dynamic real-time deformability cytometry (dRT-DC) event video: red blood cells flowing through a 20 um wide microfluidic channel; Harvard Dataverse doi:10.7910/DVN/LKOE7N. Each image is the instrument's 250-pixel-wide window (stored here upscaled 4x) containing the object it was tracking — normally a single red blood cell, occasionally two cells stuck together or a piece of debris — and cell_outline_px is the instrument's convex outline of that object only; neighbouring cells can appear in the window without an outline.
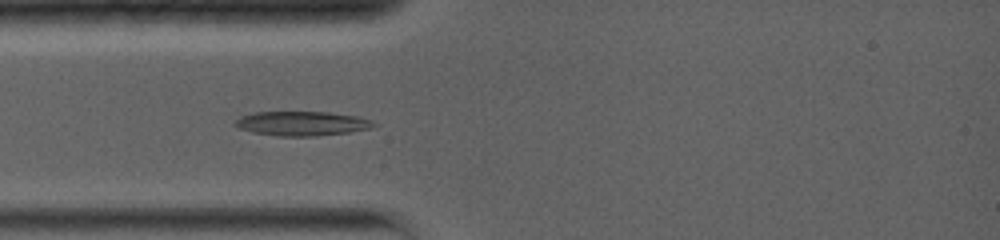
{"species": "common noctule bat (a hibernating species)", "species_latin": "Nyctalus noctula", "temperature_condition": "warm", "stored_images_in_passage": 5, "camera_frame_rate_fps": 5000, "um_per_image_px": 0.085, "animal": {"sex": "female", "body_mass_g": 19.0, "forearm_length_mm": 56.7}, "frame": {"image": 1, "passage_image": 4, "time_ms": 2.8, "image_size_px": [1000, 240], "cell_outline_px": [[376, 124], [372, 128], [348, 132], [316, 136], [280, 136], [252, 132], [240, 128], [236, 124], [236, 120], [240, 116], [256, 112], [328, 112], [356, 116], [372, 120]], "centroid_in_image_um": [25.69, 10.49], "position_along_channel_um": 59.3, "area_um2": 19.48}}
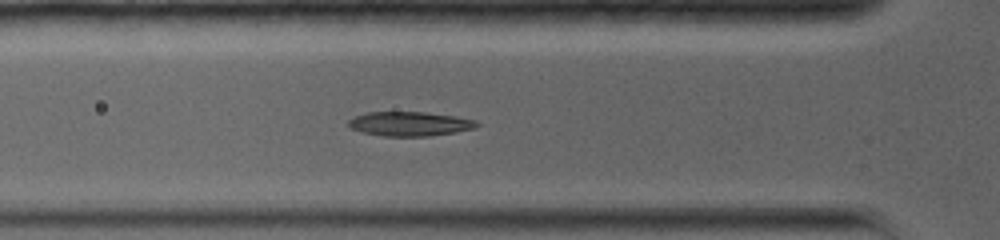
{"frame": {"image": 2, "passage_image": 5, "time_ms": 3.6, "image_size_px": [1000, 240], "cell_outline_px": [[480, 124], [476, 128], [456, 132], [428, 136], [384, 136], [364, 132], [352, 128], [348, 124], [348, 120], [356, 116], [368, 112], [424, 112], [452, 116], [476, 120]], "centroid_in_image_um": [34.86, 10.52], "position_along_channel_um": 90.9, "area_um2": 17.98}}